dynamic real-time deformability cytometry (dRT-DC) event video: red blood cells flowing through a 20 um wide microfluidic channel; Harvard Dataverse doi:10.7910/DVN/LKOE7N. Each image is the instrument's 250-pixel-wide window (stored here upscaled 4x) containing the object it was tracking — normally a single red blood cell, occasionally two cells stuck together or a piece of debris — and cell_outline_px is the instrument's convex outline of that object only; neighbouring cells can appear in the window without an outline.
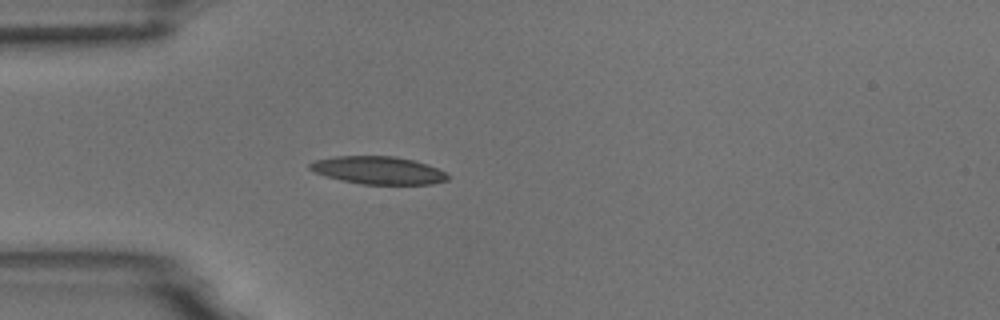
{"species": "common noctule bat (a hibernating species)", "species_latin": "Nyctalus noctula", "temperature_condition": "room temperature", "stored_images_in_passage": 4, "camera_frame_rate_fps": 3000, "um_per_image_px": 0.085, "animal": {"sex": "male", "body_mass_g": 18.8}, "frame": {"image": 1, "passage_image": 4, "time_ms": 3.333, "image_size_px": [1000, 320], "cell_outline_px": [[452, 176], [448, 180], [432, 184], [360, 184], [340, 180], [316, 172], [308, 168], [308, 164], [316, 160], [336, 156], [396, 156], [428, 164]], "centroid_in_image_um": [32.18, 14.47], "position_along_channel_um": 52.8, "area_um2": 22.25}}